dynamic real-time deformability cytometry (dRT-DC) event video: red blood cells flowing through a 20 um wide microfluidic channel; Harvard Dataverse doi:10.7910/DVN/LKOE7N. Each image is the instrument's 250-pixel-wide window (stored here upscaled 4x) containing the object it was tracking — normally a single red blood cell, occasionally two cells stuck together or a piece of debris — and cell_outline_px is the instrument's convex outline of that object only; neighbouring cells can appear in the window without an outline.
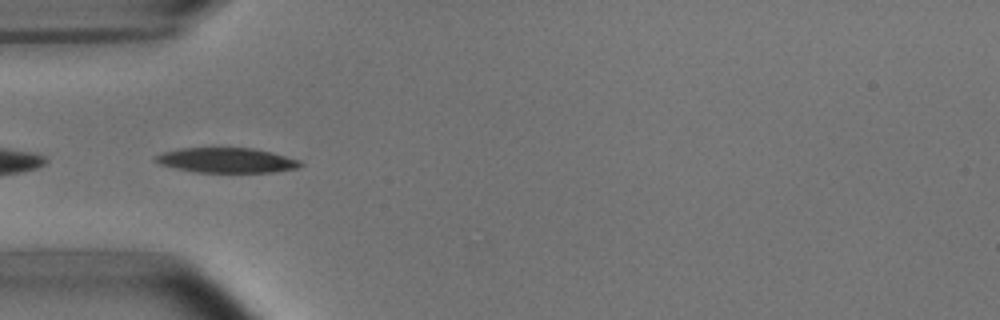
{"species": "common noctule bat (a hibernating species)", "species_latin": "Nyctalus noctula", "temperature_condition": "room temperature", "stored_images_in_passage": 17, "camera_frame_rate_fps": 3000, "um_per_image_px": 0.085, "animal": {"sex": "male", "body_mass_g": 15.6}, "frame": {"image": 1, "passage_image": 1, "time_ms": 0.0, "image_size_px": [1000, 320], "cell_outline_px": [[304, 164], [300, 168], [272, 172], [192, 172], [160, 164], [156, 160], [156, 156], [164, 152], [180, 148], [256, 148], [272, 152], [300, 160]], "centroid_in_image_um": [19.33, 13.62], "position_along_channel_um": 65.7, "area_um2": 21.04}}
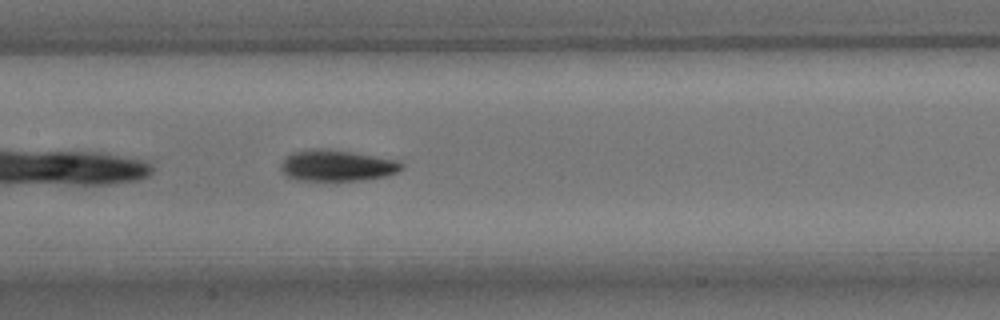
{"frame": {"image": 2, "passage_image": 10, "time_ms": 3.0, "image_size_px": [1000, 320], "cell_outline_px": [[404, 168], [396, 172], [384, 176], [364, 180], [336, 184], [296, 180], [288, 176], [280, 168], [280, 164], [292, 152], [308, 148], [328, 148], [400, 160], [404, 164]], "centroid_in_image_um": [28.64, 14.11], "position_along_channel_um": 178.8, "area_um2": 23.06}}